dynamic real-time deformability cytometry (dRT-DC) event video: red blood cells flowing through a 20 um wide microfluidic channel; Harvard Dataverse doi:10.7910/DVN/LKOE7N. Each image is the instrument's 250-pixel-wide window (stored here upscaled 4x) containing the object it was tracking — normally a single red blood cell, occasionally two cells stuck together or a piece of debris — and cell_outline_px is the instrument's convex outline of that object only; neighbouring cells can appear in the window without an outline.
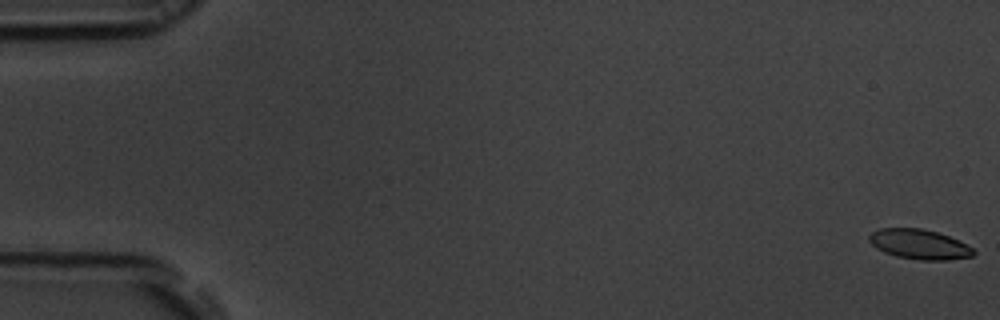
{"species": "common noctule bat (a hibernating species)", "species_latin": "Nyctalus noctula", "temperature_condition": "room temperature", "stored_images_in_passage": 56, "camera_frame_rate_fps": 3000, "um_per_image_px": 0.085, "animal": {"sex": "male", "body_mass_g": 19.5, "forearm_length_mm": 54.6}, "frame": {"image": 1, "passage_image": 1, "time_ms": 0.0, "image_size_px": [1000, 320], "cell_outline_px": [[976, 252], [972, 256], [948, 260], [920, 260], [896, 256], [884, 252], [876, 248], [868, 240], [868, 236], [872, 232], [880, 228], [920, 228], [936, 232], [948, 236], [972, 248]], "centroid_in_image_um": [78.1, 20.77], "position_along_channel_um": 6.9, "area_um2": 17.98}}
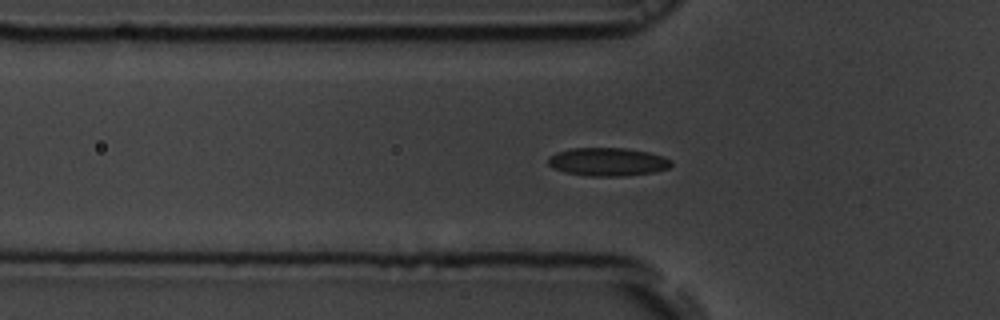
{"frame": {"image": 2, "passage_image": 19, "time_ms": 6.0, "image_size_px": [1000, 320], "cell_outline_px": [[672, 164], [668, 168], [652, 172], [624, 176], [588, 176], [564, 172], [552, 168], [548, 164], [548, 156], [556, 152], [572, 148], [624, 148], [648, 152], [664, 156], [672, 160]], "centroid_in_image_um": [51.63, 13.75], "position_along_channel_um": 74.2, "area_um2": 20.35}}
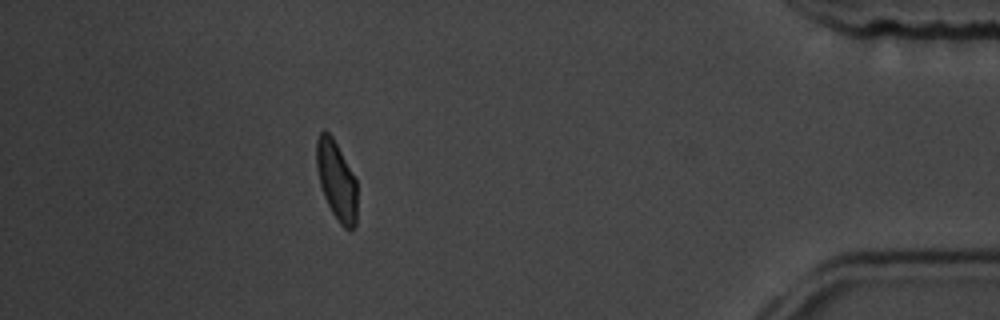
{"frame": {"image": 3, "passage_image": 50, "time_ms": 16.333, "image_size_px": [1000, 320], "cell_outline_px": [[356, 228], [344, 228], [340, 224], [332, 212], [324, 196], [320, 184], [316, 168], [316, 140], [320, 132], [328, 132], [332, 136], [356, 180]], "centroid_in_image_um": [28.59, 15.35], "position_along_channel_um": 406.6, "area_um2": 18.44}, "authors_computed_cell_mechanics": {"area_um2": 19.3341, "velocity_mm_per_s": 3.7018, "shape_relaxation_time_tau1_ms": 3.2013, "shape_relaxation_time_tau2_ms": 1.5861, "deformation_change_tau1": 0.1102, "deformation_change_tau2": 0.062}}